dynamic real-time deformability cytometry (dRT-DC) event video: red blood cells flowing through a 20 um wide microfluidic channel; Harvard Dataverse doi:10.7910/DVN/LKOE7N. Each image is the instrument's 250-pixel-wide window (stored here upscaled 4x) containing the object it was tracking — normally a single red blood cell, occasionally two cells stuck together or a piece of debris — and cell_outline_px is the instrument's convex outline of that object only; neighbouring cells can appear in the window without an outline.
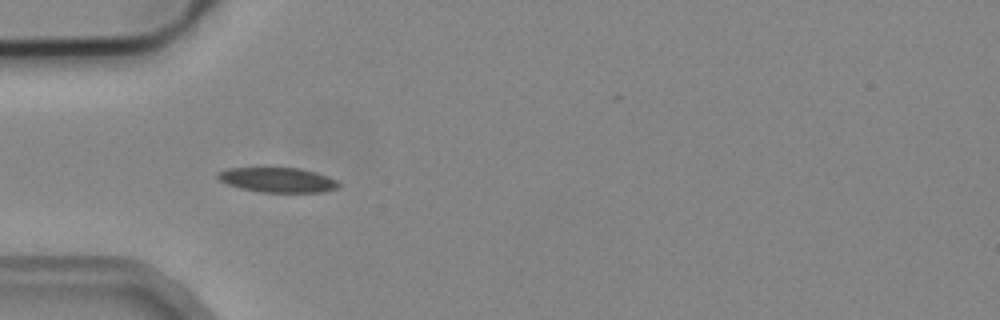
{"species": "common noctule bat (a hibernating species)", "species_latin": "Nyctalus noctula", "temperature_condition": "cold", "stored_images_in_passage": 5, "camera_frame_rate_fps": 3000, "um_per_image_px": 0.085, "animal": {"sex": "male", "body_mass_g": 19.2, "forearm_length_mm": 51.8}, "frame": {"image": 1, "passage_image": 1, "time_ms": 0.0, "image_size_px": [1000, 320], "cell_outline_px": [[340, 184], [336, 188], [324, 192], [260, 192], [240, 188], [228, 184], [220, 180], [216, 176], [216, 172], [228, 168], [300, 168], [316, 172], [328, 176], [336, 180]], "centroid_in_image_um": [23.59, 15.29], "position_along_channel_um": 61.4, "area_um2": 17.46}}
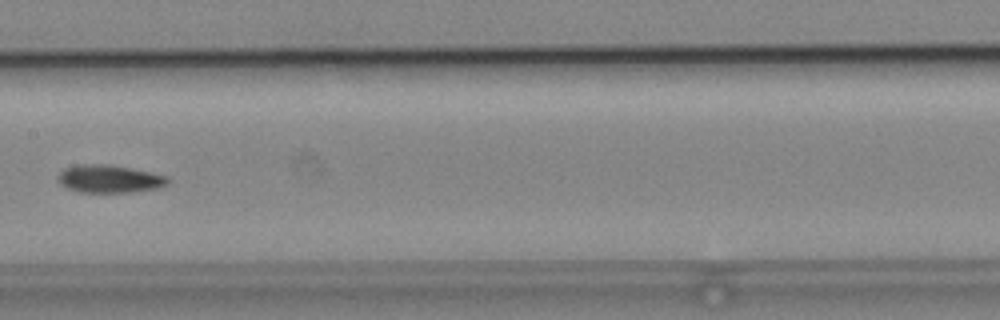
{"frame": {"image": 2, "passage_image": 4, "time_ms": 3.667, "image_size_px": [1000, 320], "cell_outline_px": [[168, 184], [156, 188], [132, 192], [80, 192], [68, 188], [60, 184], [56, 180], [56, 176], [64, 168], [80, 164], [108, 164], [168, 176]], "centroid_in_image_um": [9.24, 15.2], "position_along_channel_um": 198.2, "area_um2": 17.69}}
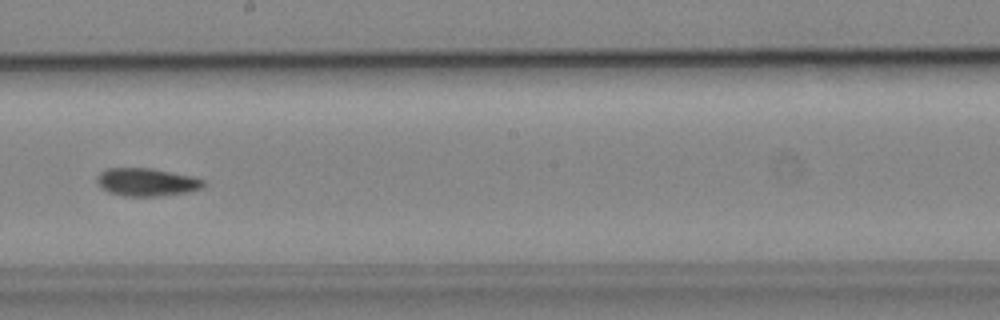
{"frame": {"image": 3, "passage_image": 5, "time_ms": 4.667, "image_size_px": [1000, 320], "cell_outline_px": [[204, 184], [200, 188], [188, 192], [156, 196], [124, 196], [108, 192], [96, 180], [96, 176], [100, 172], [108, 168], [152, 168], [192, 176], [204, 180]], "centroid_in_image_um": [12.45, 15.47], "position_along_channel_um": 235.7, "area_um2": 17.17}}